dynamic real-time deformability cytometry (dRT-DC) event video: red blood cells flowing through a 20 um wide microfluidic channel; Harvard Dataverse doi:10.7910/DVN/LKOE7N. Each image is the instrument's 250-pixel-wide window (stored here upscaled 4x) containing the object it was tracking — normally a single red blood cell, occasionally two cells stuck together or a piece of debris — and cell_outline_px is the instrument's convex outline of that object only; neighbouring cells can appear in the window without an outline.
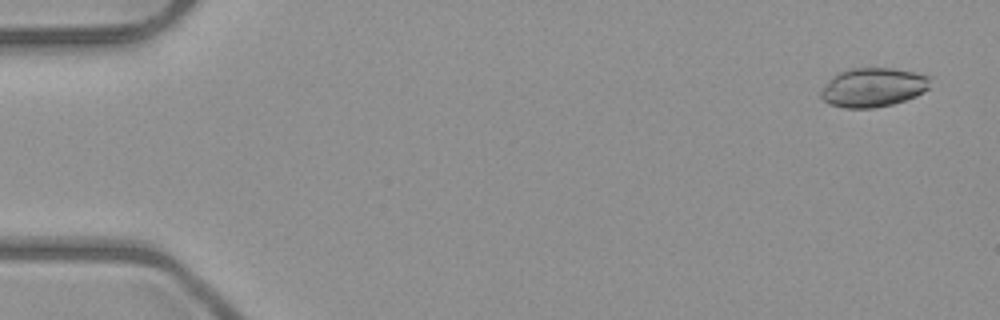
{"species": "common noctule bat (a hibernating species)", "species_latin": "Nyctalus noctula", "temperature_condition": "room temperature", "stored_images_in_passage": 4, "camera_frame_rate_fps": 3000, "um_per_image_px": 0.085, "animal": {"sex": "male", "body_mass_g": 23.1, "forearm_length_mm": 52.7}, "frame": {"image": 1, "passage_image": 1, "time_ms": 0.0, "image_size_px": [1000, 320], "cell_outline_px": [[932, 76], [928, 88], [916, 96], [892, 104], [872, 108], [844, 108], [828, 104], [820, 96], [820, 92], [828, 80], [840, 72], [848, 68], [892, 68]], "centroid_in_image_um": [74.2, 7.43], "position_along_channel_um": 10.8, "area_um2": 24.85}}
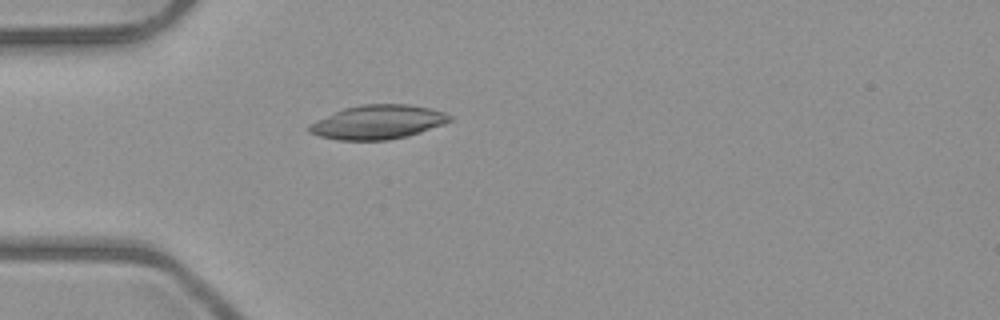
{"frame": {"image": 2, "passage_image": 4, "time_ms": 4.333, "image_size_px": [1000, 320], "cell_outline_px": [[452, 120], [444, 124], [408, 136], [388, 140], [340, 140], [320, 136], [308, 132], [308, 128], [316, 120], [344, 108], [364, 104], [408, 104], [432, 108], [444, 112], [452, 116]], "centroid_in_image_um": [32.16, 10.37], "position_along_channel_um": 52.8, "area_um2": 27.8}}